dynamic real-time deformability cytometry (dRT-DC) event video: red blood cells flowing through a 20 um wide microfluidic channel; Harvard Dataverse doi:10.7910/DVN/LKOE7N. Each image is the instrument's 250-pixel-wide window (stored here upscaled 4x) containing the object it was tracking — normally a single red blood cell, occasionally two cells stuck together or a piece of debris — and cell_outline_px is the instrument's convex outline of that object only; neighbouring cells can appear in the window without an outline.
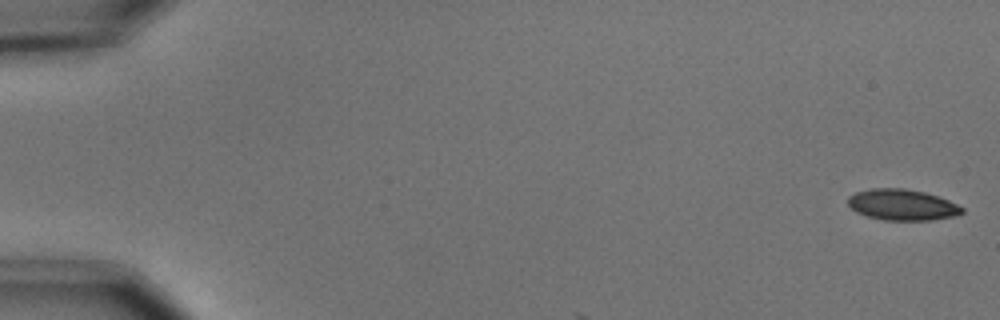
{"species": "common noctule bat (a hibernating species)", "species_latin": "Nyctalus noctula", "temperature_condition": "cold", "stored_images_in_passage": 4, "camera_frame_rate_fps": 3000, "um_per_image_px": 0.085, "animal": {"sex": "male", "body_mass_g": 15.6}, "frame": {"image": 1, "passage_image": 1, "time_ms": 0.0, "image_size_px": [1000, 320], "cell_outline_px": [[964, 212], [956, 216], [932, 220], [884, 220], [868, 216], [856, 212], [848, 204], [848, 196], [856, 192], [872, 188], [904, 188], [924, 192], [948, 200], [964, 208]], "centroid_in_image_um": [76.69, 17.41], "position_along_channel_um": 8.3, "area_um2": 20.58}}